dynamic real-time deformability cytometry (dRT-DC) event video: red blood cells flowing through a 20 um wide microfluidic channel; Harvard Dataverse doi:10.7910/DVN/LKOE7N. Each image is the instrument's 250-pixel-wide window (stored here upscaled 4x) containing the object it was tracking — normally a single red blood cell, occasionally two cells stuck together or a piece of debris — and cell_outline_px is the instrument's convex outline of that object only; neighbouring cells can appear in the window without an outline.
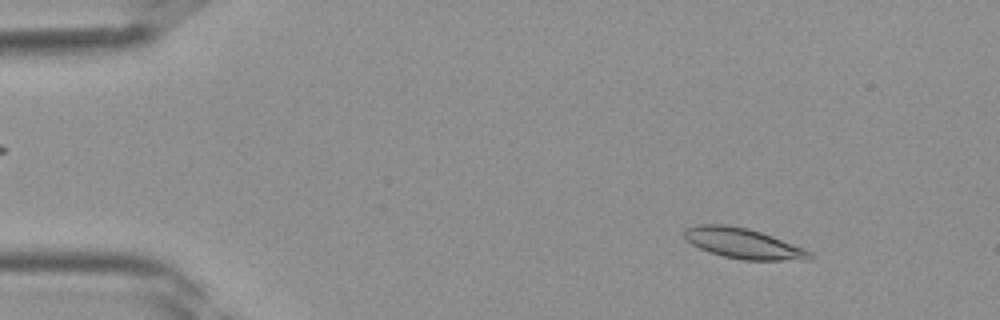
{"species": "Egyptian fruit bat (a non-hibernating species)", "species_latin": "Rousettus aegyptiacus", "temperature_condition": "room temperature", "stored_images_in_passage": 39, "camera_frame_rate_fps": 3000, "um_per_image_px": 0.085, "frame": {"image": 1, "passage_image": 5, "time_ms": 1.333, "image_size_px": [1000, 320], "cell_outline_px": [[816, 256], [808, 260], [740, 260], [708, 252], [692, 244], [684, 236], [684, 228], [696, 224], [728, 224], [748, 228], [772, 236], [804, 248], [812, 252]], "centroid_in_image_um": [63.19, 20.69], "position_along_channel_um": 21.8, "area_um2": 22.37}}
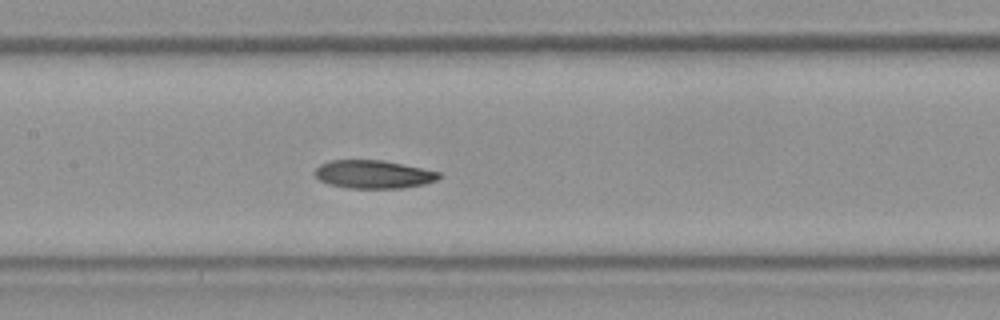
{"frame": {"image": 2, "passage_image": 19, "time_ms": 6.0, "image_size_px": [1000, 320], "cell_outline_px": [[440, 176], [436, 180], [424, 184], [400, 188], [348, 188], [328, 184], [320, 180], [312, 172], [320, 164], [328, 160], [384, 160], [440, 172]], "centroid_in_image_um": [31.69, 14.81], "position_along_channel_um": 175.7, "area_um2": 20.4}}
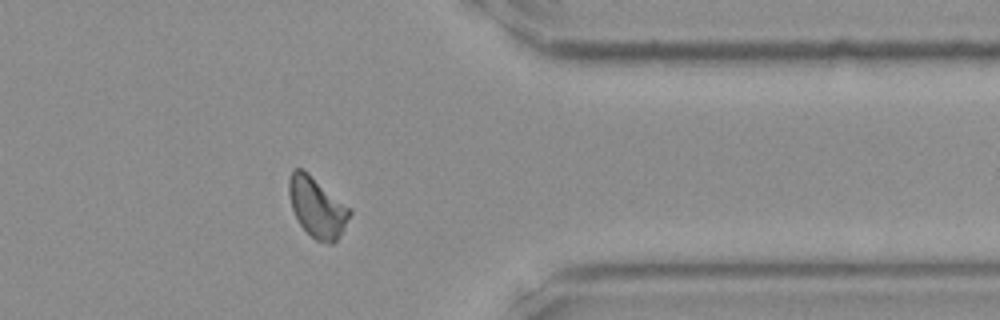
{"frame": {"image": 3, "passage_image": 32, "time_ms": 10.333, "image_size_px": [1000, 320], "cell_outline_px": [[352, 212], [344, 228], [336, 240], [332, 244], [328, 244], [316, 240], [300, 224], [292, 208], [288, 192], [288, 180], [292, 168], [300, 168], [308, 172], [352, 208]], "centroid_in_image_um": [26.96, 17.58], "position_along_channel_um": 384.4, "area_um2": 21.39}}